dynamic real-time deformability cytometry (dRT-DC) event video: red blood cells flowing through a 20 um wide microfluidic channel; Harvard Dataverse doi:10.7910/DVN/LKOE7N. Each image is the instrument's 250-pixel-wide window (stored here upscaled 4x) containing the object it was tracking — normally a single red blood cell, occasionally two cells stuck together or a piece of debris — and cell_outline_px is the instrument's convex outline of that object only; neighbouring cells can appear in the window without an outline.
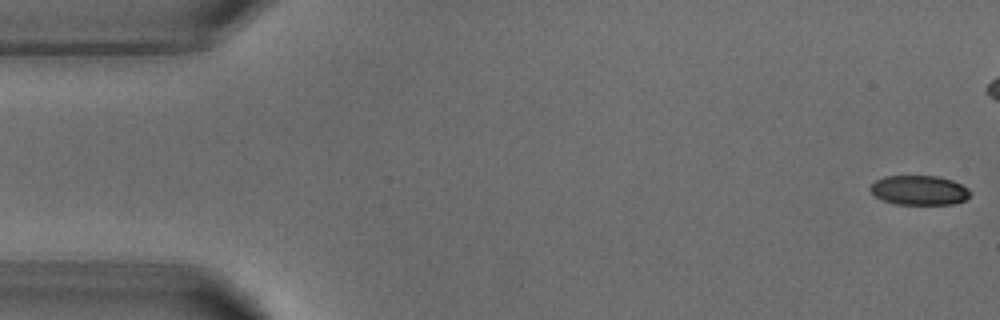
{"species": "common noctule bat (a hibernating species)", "species_latin": "Nyctalus noctula", "temperature_condition": "warm", "stored_images_in_passage": 5, "camera_frame_rate_fps": 3000, "um_per_image_px": 0.085, "animal": {"sex": "male", "body_mass_g": 18.8}, "frame": {"image": 1, "passage_image": 1, "time_ms": 0.0, "image_size_px": [1000, 320], "cell_outline_px": [[972, 192], [964, 200], [956, 204], [896, 204], [884, 200], [876, 196], [868, 188], [876, 180], [884, 176], [936, 176], [952, 180], [968, 188]], "centroid_in_image_um": [78.14, 16.17], "position_along_channel_um": 6.9, "area_um2": 17.11}}